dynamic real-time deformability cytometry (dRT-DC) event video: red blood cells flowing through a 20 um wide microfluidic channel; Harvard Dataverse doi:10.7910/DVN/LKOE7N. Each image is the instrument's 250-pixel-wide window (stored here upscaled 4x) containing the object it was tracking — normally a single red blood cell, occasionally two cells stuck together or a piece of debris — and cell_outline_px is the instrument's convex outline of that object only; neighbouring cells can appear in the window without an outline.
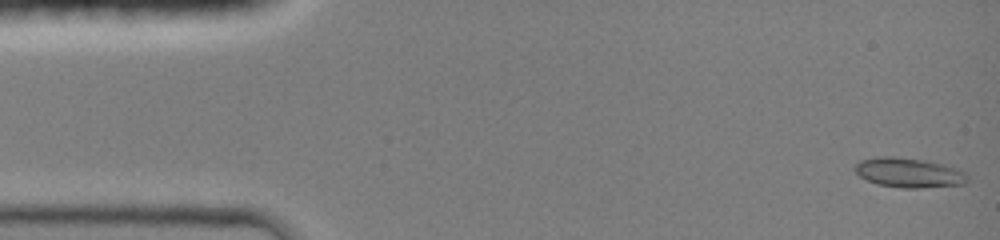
{"species": "common noctule bat (a hibernating species)", "species_latin": "Nyctalus noctula", "temperature_condition": "room temperature", "stored_images_in_passage": 45, "camera_frame_rate_fps": 3000, "um_per_image_px": 0.085, "animal": {"sex": "female", "body_mass_g": 19.0, "forearm_length_mm": 51.5}, "frame": {"image": 1, "passage_image": 1, "time_ms": 0.0, "image_size_px": [1000, 240], "cell_outline_px": [[968, 180], [960, 184], [916, 188], [904, 188], [880, 184], [868, 180], [860, 176], [856, 172], [856, 164], [860, 160], [888, 156], [920, 160], [940, 164], [964, 172], [968, 176]], "centroid_in_image_um": [77.23, 14.69], "position_along_channel_um": 7.8, "area_um2": 18.55}}
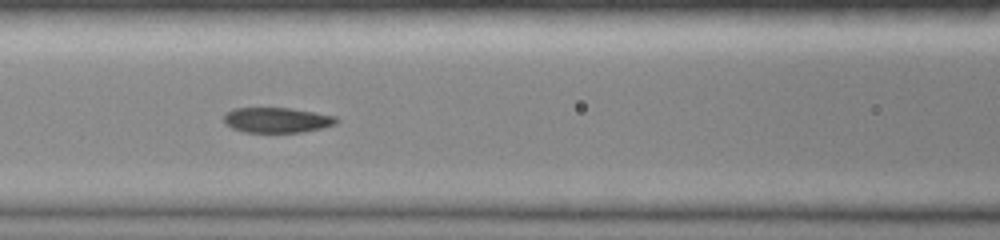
{"frame": {"image": 2, "passage_image": 19, "time_ms": 6.0, "image_size_px": [1000, 240], "cell_outline_px": [[340, 120], [336, 124], [320, 128], [300, 132], [244, 132], [232, 128], [224, 124], [224, 116], [232, 108], [288, 108], [336, 116]], "centroid_in_image_um": [23.52, 10.2], "position_along_channel_um": 143.1, "area_um2": 16.42}}
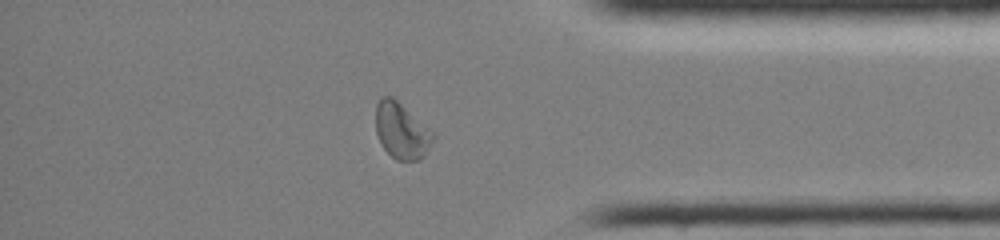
{"frame": {"image": 3, "passage_image": 38, "time_ms": 12.333, "image_size_px": [1000, 240], "cell_outline_px": [[436, 136], [424, 156], [416, 160], [396, 160], [384, 148], [376, 132], [376, 104], [380, 96], [392, 96], [432, 132]], "centroid_in_image_um": [34.11, 11.11], "position_along_channel_um": 401.1, "area_um2": 18.32}, "authors_computed_cell_mechanics": {"area_um2": 17.4556, "velocity_mm_per_s": 4.2048, "shape_relaxation_time_tau1_ms": 6.1295, "shape_relaxation_time_tau2_ms": 2.8651, "deformation_change_tau1": 0.1994, "deformation_change_tau2": 0.0416}}